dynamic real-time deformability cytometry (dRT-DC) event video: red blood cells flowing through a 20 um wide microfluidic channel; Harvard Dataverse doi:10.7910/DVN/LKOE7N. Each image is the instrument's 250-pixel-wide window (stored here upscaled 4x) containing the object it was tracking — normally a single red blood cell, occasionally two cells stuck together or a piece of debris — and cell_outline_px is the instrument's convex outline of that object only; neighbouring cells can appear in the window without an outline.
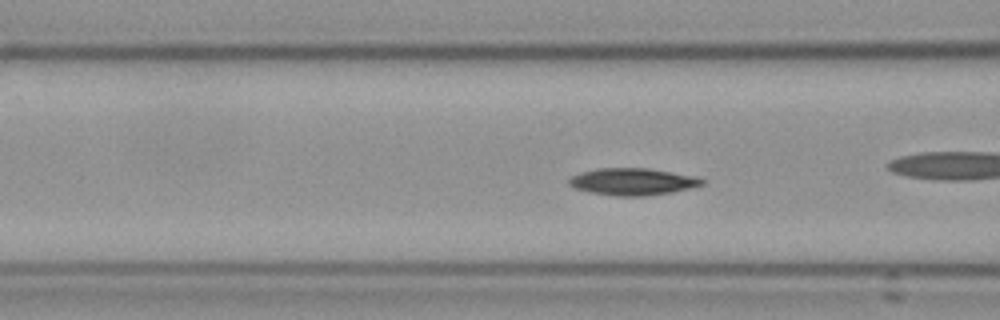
{"species": "Egyptian fruit bat (a non-hibernating species)", "species_latin": "Rousettus aegyptiacus", "temperature_condition": "cold", "stored_images_in_passage": 7, "camera_frame_rate_fps": 3000, "um_per_image_px": 0.085, "frame": {"image": 1, "passage_image": 5, "time_ms": 1.333, "image_size_px": [1000, 320], "cell_outline_px": [[704, 184], [672, 192], [644, 196], [616, 196], [592, 192], [576, 188], [568, 184], [568, 180], [572, 176], [580, 172], [600, 168], [648, 168], [672, 172], [704, 180]], "centroid_in_image_um": [53.72, 15.44], "position_along_channel_um": 112.9, "area_um2": 20.52}}